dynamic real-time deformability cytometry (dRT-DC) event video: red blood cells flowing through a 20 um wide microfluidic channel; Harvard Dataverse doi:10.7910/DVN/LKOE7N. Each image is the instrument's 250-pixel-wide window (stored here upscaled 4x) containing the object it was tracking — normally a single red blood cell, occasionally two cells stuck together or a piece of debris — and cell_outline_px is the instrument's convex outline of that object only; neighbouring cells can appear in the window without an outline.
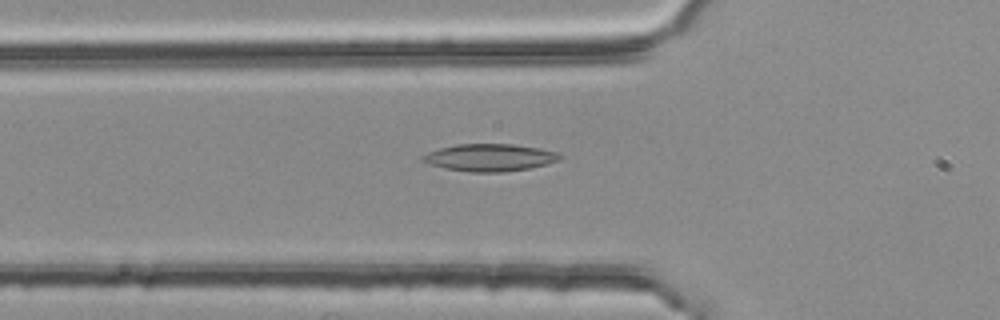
{"species": "common noctule bat (a hibernating species)", "species_latin": "Nyctalus noctula", "temperature_condition": "room temperature", "stored_images_in_passage": 46, "camera_frame_rate_fps": 3000, "um_per_image_px": 0.085, "animal": {"sex": "female", "body_mass_g": 25.1}, "frame": {"image": 1, "passage_image": 11, "time_ms": 3.333, "image_size_px": [1000, 320], "cell_outline_px": [[564, 156], [560, 160], [548, 164], [528, 168], [500, 172], [472, 172], [444, 168], [428, 164], [420, 160], [420, 156], [428, 152], [440, 148], [456, 144], [512, 144], [540, 148], [556, 152]], "centroid_in_image_um": [41.61, 13.39], "position_along_channel_um": 84.2, "area_um2": 21.91}}
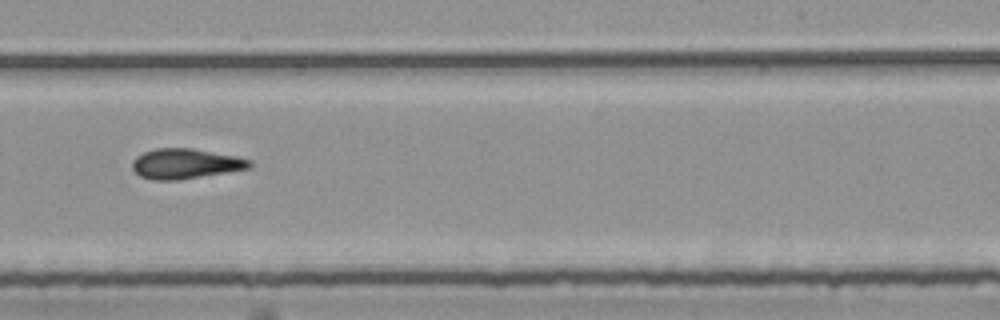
{"frame": {"image": 2, "passage_image": 26, "time_ms": 8.333, "image_size_px": [1000, 320], "cell_outline_px": [[252, 168], [180, 180], [152, 180], [140, 176], [132, 168], [132, 160], [136, 156], [144, 152], [156, 148], [192, 148], [236, 156], [252, 160]], "centroid_in_image_um": [15.77, 13.92], "position_along_channel_um": 273.2, "area_um2": 20.75}}
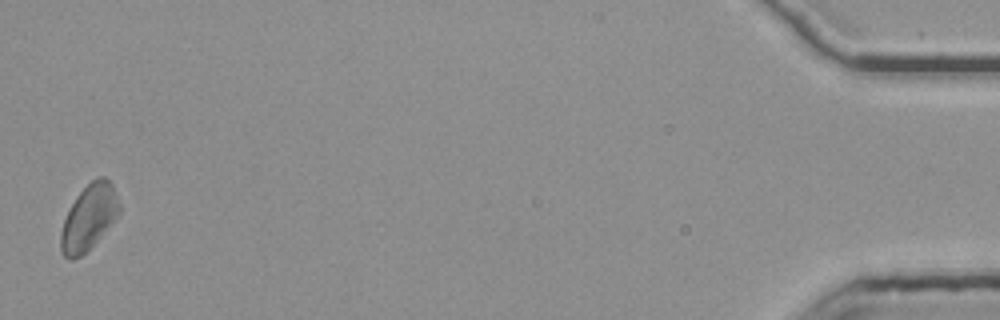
{"frame": {"image": 3, "passage_image": 46, "time_ms": 15.0, "image_size_px": [1000, 320], "cell_outline_px": [[120, 212], [100, 236], [80, 256], [72, 260], [64, 256], [60, 248], [60, 232], [64, 220], [76, 196], [96, 176], [104, 176], [112, 184], [120, 204]], "centroid_in_image_um": [7.54, 18.45], "position_along_channel_um": 427.7, "area_um2": 21.79}, "authors_computed_cell_mechanics": {"area_um2": 21.0681, "velocity_mm_per_s": 3.7762, "shape_relaxation_time_tau1_ms": null, "shape_relaxation_time_tau2_ms": 5.6894, "deformation_change_tau1": null, "deformation_change_tau2": 0.1492}}